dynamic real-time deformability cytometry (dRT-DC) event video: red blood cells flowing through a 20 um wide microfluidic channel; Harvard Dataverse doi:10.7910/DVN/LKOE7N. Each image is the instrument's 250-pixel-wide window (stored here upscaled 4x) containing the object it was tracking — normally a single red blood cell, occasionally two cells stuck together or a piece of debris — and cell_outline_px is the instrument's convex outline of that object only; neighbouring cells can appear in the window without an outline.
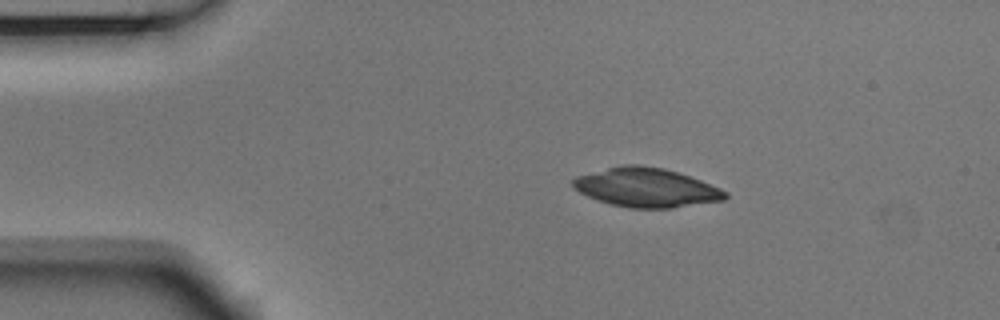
{"species": "Egyptian fruit bat (a non-hibernating species)", "species_latin": "Rousettus aegyptiacus", "temperature_condition": "room temperature", "stored_images_in_passage": 45, "camera_frame_rate_fps": 3000, "um_per_image_px": 0.085, "animal": {"sex": "male"}, "frame": {"image": 1, "passage_image": 1, "time_ms": 0.0, "image_size_px": [1000, 320], "cell_outline_px": [[728, 196], [724, 200], [672, 208], [628, 208], [596, 200], [572, 188], [572, 180], [576, 176], [624, 164], [636, 164], [664, 168], [700, 180], [720, 188], [728, 192]], "centroid_in_image_um": [54.92, 15.95], "position_along_channel_um": 30.1, "area_um2": 34.56}}
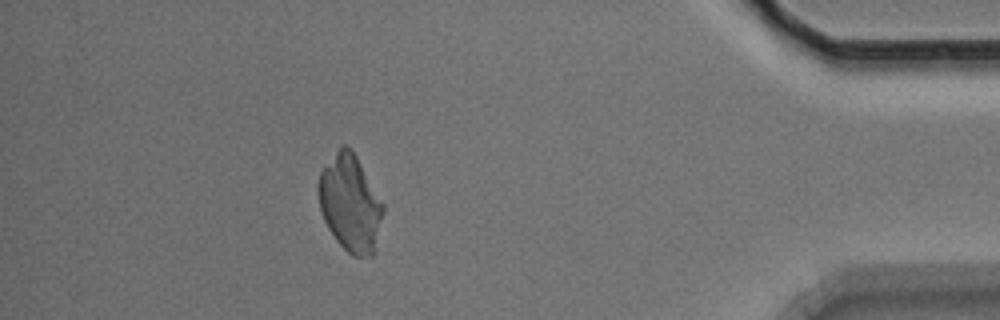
{"frame": {"image": 2, "passage_image": 39, "time_ms": 12.667, "image_size_px": [1000, 320], "cell_outline_px": [[384, 212], [372, 256], [352, 256], [336, 240], [328, 228], [320, 212], [316, 192], [316, 188], [320, 172], [336, 152], [344, 144], [356, 156], [384, 204]], "centroid_in_image_um": [29.74, 17.3], "position_along_channel_um": 405.5, "area_um2": 36.13}}